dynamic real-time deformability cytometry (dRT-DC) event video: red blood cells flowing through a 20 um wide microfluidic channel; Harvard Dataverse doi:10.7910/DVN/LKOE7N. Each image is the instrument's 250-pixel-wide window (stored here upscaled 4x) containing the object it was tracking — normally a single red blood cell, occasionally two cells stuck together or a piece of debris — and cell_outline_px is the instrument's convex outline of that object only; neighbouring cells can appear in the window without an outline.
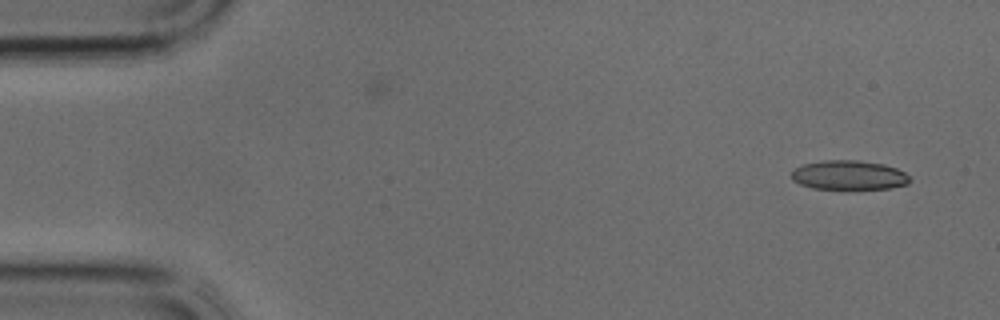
{"species": "common noctule bat (a hibernating species)", "species_latin": "Nyctalus noctula", "temperature_condition": "cold", "stored_images_in_passage": 37, "camera_frame_rate_fps": 3000, "um_per_image_px": 0.085, "animal": {"sex": "male", "body_mass_g": 17.9, "forearm_length_mm": 54.2}, "frame": {"image": 1, "passage_image": 1, "time_ms": 0.0, "image_size_px": [1000, 320], "cell_outline_px": [[912, 180], [908, 184], [892, 188], [812, 188], [800, 184], [792, 180], [792, 172], [796, 168], [804, 164], [824, 160], [856, 160], [884, 164], [896, 168], [904, 172]], "centroid_in_image_um": [72.18, 14.88], "position_along_channel_um": 12.8, "area_um2": 20.0}}
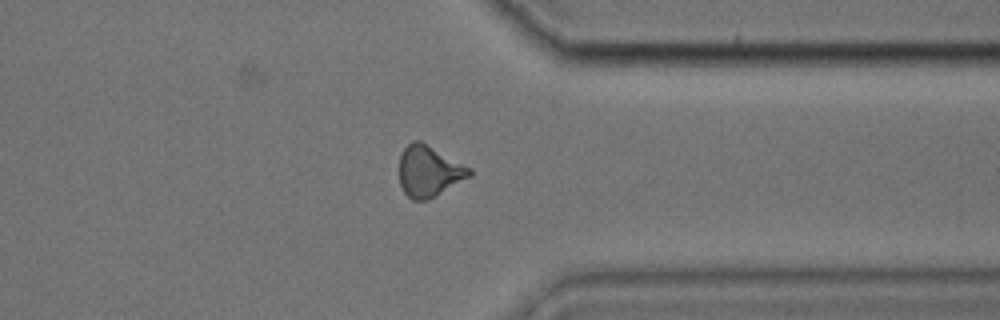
{"frame": {"image": 2, "passage_image": 28, "time_ms": 9.0, "image_size_px": [1000, 320], "cell_outline_px": [[472, 176], [436, 196], [424, 200], [412, 200], [404, 192], [400, 184], [400, 152], [412, 140], [420, 140], [472, 168]], "centroid_in_image_um": [36.48, 14.54], "position_along_channel_um": 374.9, "area_um2": 21.04}}
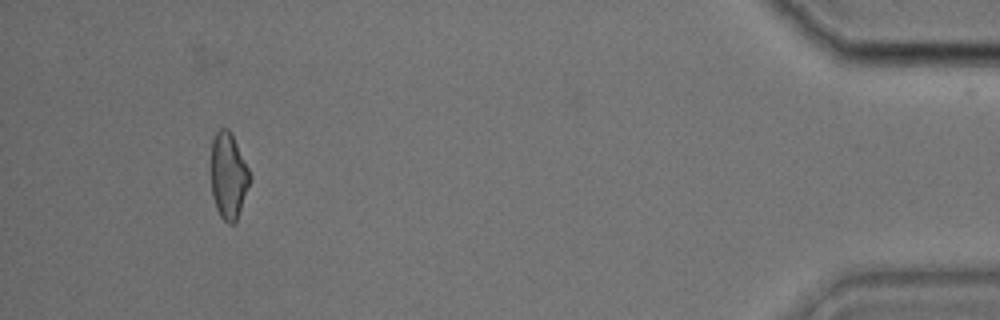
{"frame": {"image": 3, "passage_image": 34, "time_ms": 11.0, "image_size_px": [1000, 320], "cell_outline_px": [[252, 176], [236, 220], [232, 224], [228, 224], [220, 216], [216, 208], [212, 196], [212, 140], [216, 132], [220, 128], [228, 128]], "centroid_in_image_um": [19.41, 14.96], "position_along_channel_um": 415.8, "area_um2": 19.02}}